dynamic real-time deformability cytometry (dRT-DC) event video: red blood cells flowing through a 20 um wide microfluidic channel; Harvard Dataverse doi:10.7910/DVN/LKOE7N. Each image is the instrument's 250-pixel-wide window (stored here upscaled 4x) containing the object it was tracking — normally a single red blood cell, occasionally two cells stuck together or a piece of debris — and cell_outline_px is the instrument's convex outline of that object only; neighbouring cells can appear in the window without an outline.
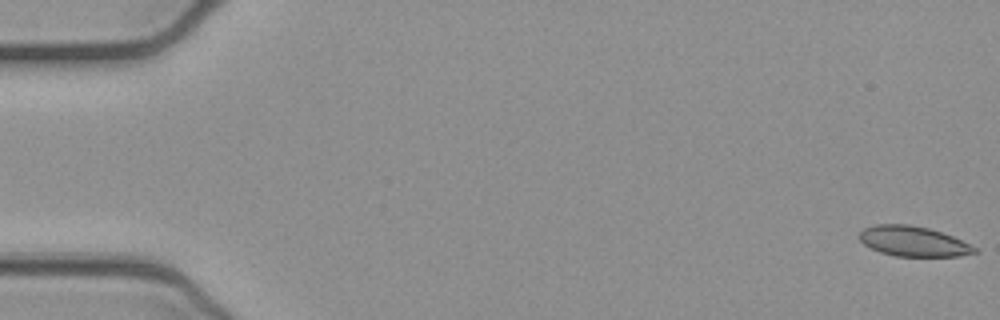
{"species": "common noctule bat (a hibernating species)", "species_latin": "Nyctalus noctula", "temperature_condition": "cold", "stored_images_in_passage": 53, "camera_frame_rate_fps": 3000, "um_per_image_px": 0.085, "animal": {"sex": "female", "body_mass_g": 21.9}, "frame": {"image": 1, "passage_image": 1, "time_ms": 0.0, "image_size_px": [1000, 320], "cell_outline_px": [[980, 252], [960, 256], [896, 256], [880, 252], [864, 244], [860, 240], [860, 232], [864, 228], [876, 224], [908, 224], [928, 228], [952, 236], [976, 248]], "centroid_in_image_um": [77.63, 20.51], "position_along_channel_um": 7.4, "area_um2": 20.0}}
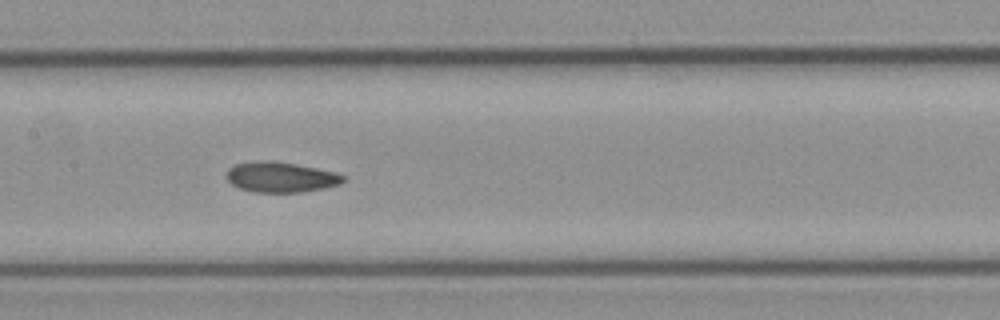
{"frame": {"image": 2, "passage_image": 26, "time_ms": 8.333, "image_size_px": [1000, 320], "cell_outline_px": [[348, 180], [340, 184], [324, 188], [300, 192], [256, 192], [240, 188], [232, 184], [224, 176], [228, 168], [236, 164], [256, 160], [272, 160], [296, 164], [336, 172], [348, 176]], "centroid_in_image_um": [23.89, 15.04], "position_along_channel_um": 183.5, "area_um2": 20.92}}
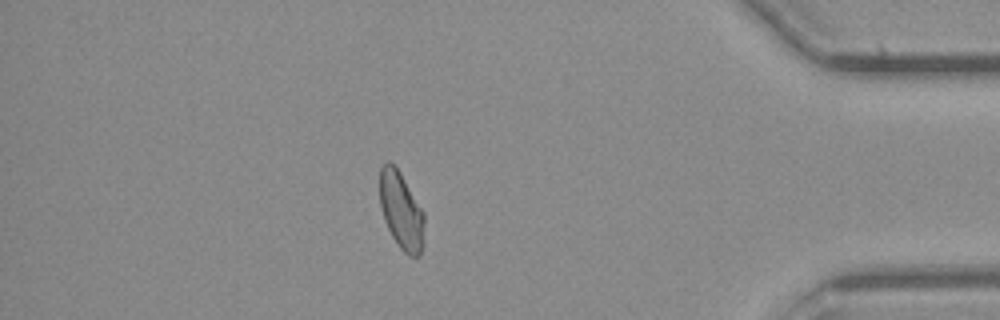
{"frame": {"image": 3, "passage_image": 46, "time_ms": 15.0, "image_size_px": [1000, 320], "cell_outline_px": [[424, 244], [420, 256], [408, 256], [400, 248], [392, 236], [384, 220], [380, 208], [380, 168], [388, 160], [400, 172], [424, 212]], "centroid_in_image_um": [34.12, 17.94], "position_along_channel_um": 401.1, "area_um2": 20.17}, "authors_computed_cell_mechanics": {"area_um2": 20.7502, "velocity_mm_per_s": 3.8848, "shape_relaxation_time_tau1_ms": null, "shape_relaxation_time_tau2_ms": 6.3543, "deformation_change_tau1": null, "deformation_change_tau2": 0.1035}}